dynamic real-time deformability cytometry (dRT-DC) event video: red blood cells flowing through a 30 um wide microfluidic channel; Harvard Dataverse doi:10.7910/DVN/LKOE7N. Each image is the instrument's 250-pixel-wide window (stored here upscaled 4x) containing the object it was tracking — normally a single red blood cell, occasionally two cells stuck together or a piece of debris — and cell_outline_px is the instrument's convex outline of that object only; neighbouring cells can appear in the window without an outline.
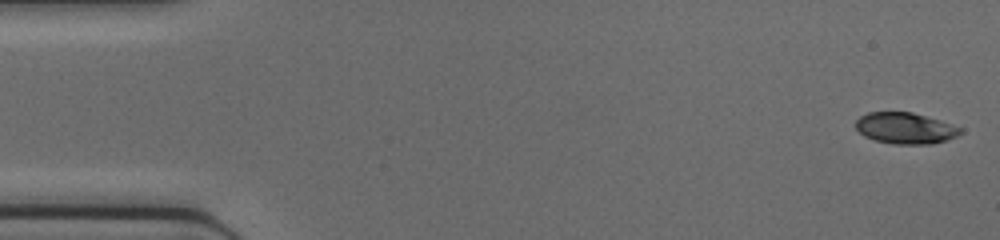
{"species": "common noctule bat (a hibernating species)", "species_latin": "Nyctalus noctula", "temperature_condition": "cold", "stored_images_in_passage": 12, "camera_frame_rate_fps": 3000, "um_per_image_px": 0.085, "animal": {"sex": "female", "body_mass_g": 17.0, "forearm_length_mm": 48.0}, "frame": {"image": 1, "passage_image": 1, "time_ms": 0.0, "image_size_px": [1000, 240], "cell_outline_px": [[964, 132], [948, 140], [932, 144], [892, 144], [876, 140], [864, 136], [856, 128], [856, 120], [860, 116], [868, 112], [912, 112], [964, 128]], "centroid_in_image_um": [76.97, 10.9], "position_along_channel_um": 8.0, "area_um2": 19.07}}